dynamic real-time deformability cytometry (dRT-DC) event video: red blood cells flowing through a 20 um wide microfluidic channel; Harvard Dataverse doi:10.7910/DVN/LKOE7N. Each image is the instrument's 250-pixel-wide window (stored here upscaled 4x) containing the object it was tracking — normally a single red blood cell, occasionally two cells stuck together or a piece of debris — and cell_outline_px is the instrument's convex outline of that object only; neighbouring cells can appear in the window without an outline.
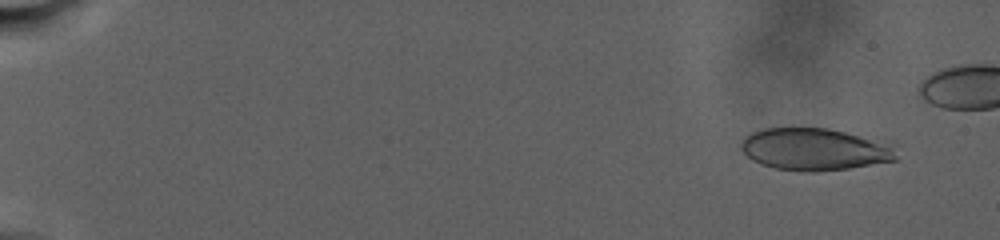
{"species": "human", "species_latin": "Homo sapiens", "temperature_condition": "warm", "stored_images_in_passage": 75, "camera_frame_rate_fps": 3000, "um_per_image_px": 0.085, "donor": {"sex": "male"}, "frame": {"image": 1, "passage_image": 15, "time_ms": 2.333, "image_size_px": [1000, 240], "cell_outline_px": [[900, 160], [848, 168], [816, 172], [804, 172], [776, 168], [760, 164], [752, 160], [740, 148], [740, 144], [752, 132], [764, 128], [828, 128], [892, 140]], "centroid_in_image_um": [69.39, 12.68], "position_along_channel_um": 15.6, "area_um2": 39.07}}
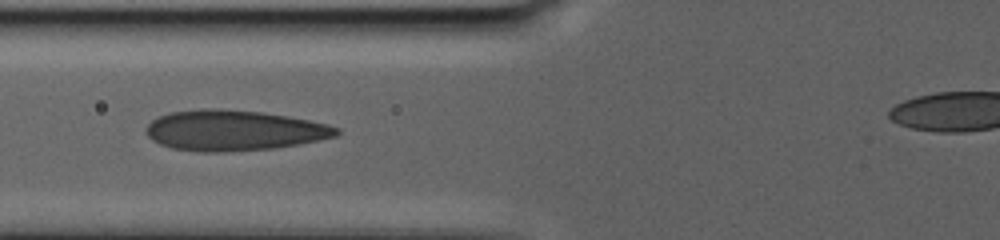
{"frame": {"image": 2, "passage_image": 60, "time_ms": 14.333, "image_size_px": [1000, 240], "cell_outline_px": [[340, 132], [336, 136], [320, 140], [276, 148], [224, 152], [204, 152], [172, 148], [160, 144], [152, 140], [148, 136], [148, 124], [156, 116], [172, 112], [204, 108], [216, 108], [264, 112], [288, 116], [328, 124], [340, 128]], "centroid_in_image_um": [19.9, 11.08], "position_along_channel_um": 105.9, "area_um2": 45.03}}
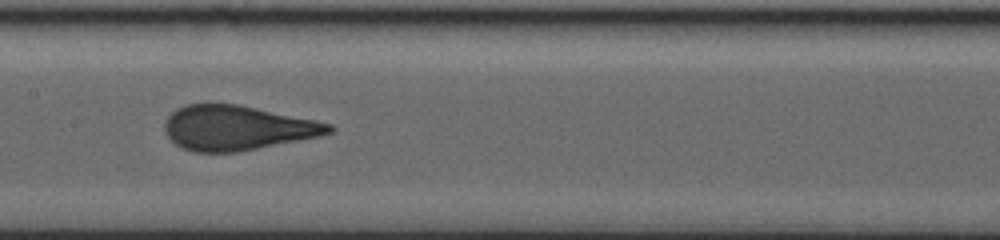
{"frame": {"image": 3, "passage_image": 74, "time_ms": 18.0, "image_size_px": [1000, 240], "cell_outline_px": [[336, 128], [332, 132], [320, 136], [236, 152], [192, 152], [176, 144], [168, 136], [164, 128], [164, 124], [168, 116], [176, 108], [188, 104], [240, 104], [316, 120], [332, 124]], "centroid_in_image_um": [20.17, 10.86], "position_along_channel_um": 187.2, "area_um2": 42.66}}